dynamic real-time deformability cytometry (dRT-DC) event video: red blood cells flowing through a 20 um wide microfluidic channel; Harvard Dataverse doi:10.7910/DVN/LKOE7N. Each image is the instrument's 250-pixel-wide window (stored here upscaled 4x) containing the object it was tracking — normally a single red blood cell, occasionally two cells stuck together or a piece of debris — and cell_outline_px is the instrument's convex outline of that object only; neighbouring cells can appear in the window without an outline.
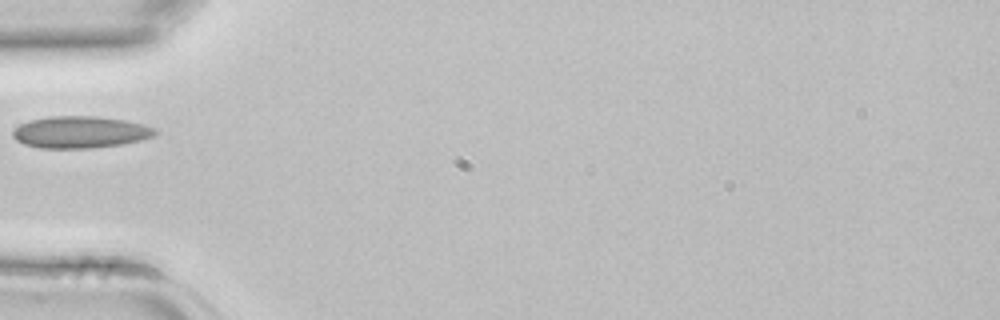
{"species": "common noctule bat (a hibernating species)", "species_latin": "Nyctalus noctula", "temperature_condition": "room temperature", "stored_images_in_passage": 1, "camera_frame_rate_fps": 3000, "um_per_image_px": 0.085, "animal": {"sex": "female", "body_mass_g": 22.7, "forearm_length_mm": 54.2}, "frame": {"image": 1, "passage_image": 1, "time_ms": 0.0, "image_size_px": [1000, 320], "cell_outline_px": [[160, 132], [156, 136], [140, 140], [120, 144], [92, 148], [40, 148], [24, 144], [16, 140], [12, 136], [12, 132], [20, 124], [28, 120], [52, 116], [96, 116], [124, 120], [144, 124], [156, 128]], "centroid_in_image_um": [6.85, 11.23], "position_along_channel_um": 78.2, "area_um2": 26.59}}